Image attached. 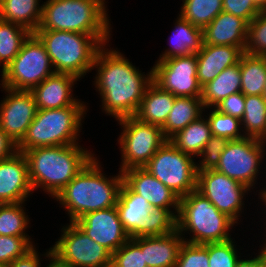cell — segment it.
<instances>
[{
	"instance_id": "obj_7",
	"label": "cell",
	"mask_w": 266,
	"mask_h": 267,
	"mask_svg": "<svg viewBox=\"0 0 266 267\" xmlns=\"http://www.w3.org/2000/svg\"><path fill=\"white\" fill-rule=\"evenodd\" d=\"M43 42L55 73L84 77L102 45L90 34L59 30H36Z\"/></svg>"
},
{
	"instance_id": "obj_11",
	"label": "cell",
	"mask_w": 266,
	"mask_h": 267,
	"mask_svg": "<svg viewBox=\"0 0 266 267\" xmlns=\"http://www.w3.org/2000/svg\"><path fill=\"white\" fill-rule=\"evenodd\" d=\"M265 147V141L251 137L231 140L221 153L215 170L253 189L260 175L258 169L262 167Z\"/></svg>"
},
{
	"instance_id": "obj_46",
	"label": "cell",
	"mask_w": 266,
	"mask_h": 267,
	"mask_svg": "<svg viewBox=\"0 0 266 267\" xmlns=\"http://www.w3.org/2000/svg\"><path fill=\"white\" fill-rule=\"evenodd\" d=\"M17 151V145L0 128V161L9 158Z\"/></svg>"
},
{
	"instance_id": "obj_43",
	"label": "cell",
	"mask_w": 266,
	"mask_h": 267,
	"mask_svg": "<svg viewBox=\"0 0 266 267\" xmlns=\"http://www.w3.org/2000/svg\"><path fill=\"white\" fill-rule=\"evenodd\" d=\"M223 12L241 17L250 23L262 10L254 0H222Z\"/></svg>"
},
{
	"instance_id": "obj_29",
	"label": "cell",
	"mask_w": 266,
	"mask_h": 267,
	"mask_svg": "<svg viewBox=\"0 0 266 267\" xmlns=\"http://www.w3.org/2000/svg\"><path fill=\"white\" fill-rule=\"evenodd\" d=\"M203 116L191 122L169 139L177 149L193 158L200 155L212 135L208 119Z\"/></svg>"
},
{
	"instance_id": "obj_21",
	"label": "cell",
	"mask_w": 266,
	"mask_h": 267,
	"mask_svg": "<svg viewBox=\"0 0 266 267\" xmlns=\"http://www.w3.org/2000/svg\"><path fill=\"white\" fill-rule=\"evenodd\" d=\"M244 51L231 45L203 44L197 56V79L201 87L215 79L225 68L238 64Z\"/></svg>"
},
{
	"instance_id": "obj_20",
	"label": "cell",
	"mask_w": 266,
	"mask_h": 267,
	"mask_svg": "<svg viewBox=\"0 0 266 267\" xmlns=\"http://www.w3.org/2000/svg\"><path fill=\"white\" fill-rule=\"evenodd\" d=\"M248 24L241 17L222 11L203 29V44L231 45L245 51Z\"/></svg>"
},
{
	"instance_id": "obj_38",
	"label": "cell",
	"mask_w": 266,
	"mask_h": 267,
	"mask_svg": "<svg viewBox=\"0 0 266 267\" xmlns=\"http://www.w3.org/2000/svg\"><path fill=\"white\" fill-rule=\"evenodd\" d=\"M111 267H147L144 252L140 249V237L130 238L112 253Z\"/></svg>"
},
{
	"instance_id": "obj_13",
	"label": "cell",
	"mask_w": 266,
	"mask_h": 267,
	"mask_svg": "<svg viewBox=\"0 0 266 267\" xmlns=\"http://www.w3.org/2000/svg\"><path fill=\"white\" fill-rule=\"evenodd\" d=\"M236 224L244 210V197L251 189L215 169L197 171V189ZM241 212V213H240Z\"/></svg>"
},
{
	"instance_id": "obj_53",
	"label": "cell",
	"mask_w": 266,
	"mask_h": 267,
	"mask_svg": "<svg viewBox=\"0 0 266 267\" xmlns=\"http://www.w3.org/2000/svg\"><path fill=\"white\" fill-rule=\"evenodd\" d=\"M266 99V85H265V92H264V95H263Z\"/></svg>"
},
{
	"instance_id": "obj_8",
	"label": "cell",
	"mask_w": 266,
	"mask_h": 267,
	"mask_svg": "<svg viewBox=\"0 0 266 267\" xmlns=\"http://www.w3.org/2000/svg\"><path fill=\"white\" fill-rule=\"evenodd\" d=\"M1 73L0 86L31 91L55 71L43 42L31 33L17 56Z\"/></svg>"
},
{
	"instance_id": "obj_49",
	"label": "cell",
	"mask_w": 266,
	"mask_h": 267,
	"mask_svg": "<svg viewBox=\"0 0 266 267\" xmlns=\"http://www.w3.org/2000/svg\"><path fill=\"white\" fill-rule=\"evenodd\" d=\"M259 191L260 192H258L259 193L258 195H259V197L261 199L260 201L264 203V204L263 203H261V204H262V206L265 205V209L264 210H266V187L264 186V188L259 190Z\"/></svg>"
},
{
	"instance_id": "obj_45",
	"label": "cell",
	"mask_w": 266,
	"mask_h": 267,
	"mask_svg": "<svg viewBox=\"0 0 266 267\" xmlns=\"http://www.w3.org/2000/svg\"><path fill=\"white\" fill-rule=\"evenodd\" d=\"M34 246L22 257L14 260L8 267H41L42 258L39 257L38 251Z\"/></svg>"
},
{
	"instance_id": "obj_37",
	"label": "cell",
	"mask_w": 266,
	"mask_h": 267,
	"mask_svg": "<svg viewBox=\"0 0 266 267\" xmlns=\"http://www.w3.org/2000/svg\"><path fill=\"white\" fill-rule=\"evenodd\" d=\"M176 230V217L166 208L151 207L146 216L144 236H161Z\"/></svg>"
},
{
	"instance_id": "obj_41",
	"label": "cell",
	"mask_w": 266,
	"mask_h": 267,
	"mask_svg": "<svg viewBox=\"0 0 266 267\" xmlns=\"http://www.w3.org/2000/svg\"><path fill=\"white\" fill-rule=\"evenodd\" d=\"M234 243L232 238L224 242L209 243V267H235L240 256Z\"/></svg>"
},
{
	"instance_id": "obj_42",
	"label": "cell",
	"mask_w": 266,
	"mask_h": 267,
	"mask_svg": "<svg viewBox=\"0 0 266 267\" xmlns=\"http://www.w3.org/2000/svg\"><path fill=\"white\" fill-rule=\"evenodd\" d=\"M230 140L227 138L211 135L205 147L199 155L202 160L196 162L197 171L215 169L220 162L221 153L226 148Z\"/></svg>"
},
{
	"instance_id": "obj_17",
	"label": "cell",
	"mask_w": 266,
	"mask_h": 267,
	"mask_svg": "<svg viewBox=\"0 0 266 267\" xmlns=\"http://www.w3.org/2000/svg\"><path fill=\"white\" fill-rule=\"evenodd\" d=\"M122 175L123 182L133 192L143 196L150 203L151 207L166 208L177 218L180 197L145 168H129L122 171Z\"/></svg>"
},
{
	"instance_id": "obj_28",
	"label": "cell",
	"mask_w": 266,
	"mask_h": 267,
	"mask_svg": "<svg viewBox=\"0 0 266 267\" xmlns=\"http://www.w3.org/2000/svg\"><path fill=\"white\" fill-rule=\"evenodd\" d=\"M41 0H3L0 19L21 25L34 33L41 22Z\"/></svg>"
},
{
	"instance_id": "obj_51",
	"label": "cell",
	"mask_w": 266,
	"mask_h": 267,
	"mask_svg": "<svg viewBox=\"0 0 266 267\" xmlns=\"http://www.w3.org/2000/svg\"><path fill=\"white\" fill-rule=\"evenodd\" d=\"M265 241H266V239H265ZM262 249H260L261 251V254H262V256H263V258H264V261H265V266H266V243H264V245H263V247H261Z\"/></svg>"
},
{
	"instance_id": "obj_44",
	"label": "cell",
	"mask_w": 266,
	"mask_h": 267,
	"mask_svg": "<svg viewBox=\"0 0 266 267\" xmlns=\"http://www.w3.org/2000/svg\"><path fill=\"white\" fill-rule=\"evenodd\" d=\"M214 108L220 113H225L241 120L245 110V95L242 92L232 94Z\"/></svg>"
},
{
	"instance_id": "obj_47",
	"label": "cell",
	"mask_w": 266,
	"mask_h": 267,
	"mask_svg": "<svg viewBox=\"0 0 266 267\" xmlns=\"http://www.w3.org/2000/svg\"><path fill=\"white\" fill-rule=\"evenodd\" d=\"M235 267H266L264 258L261 254V252L254 256V258L251 259H239L235 265Z\"/></svg>"
},
{
	"instance_id": "obj_14",
	"label": "cell",
	"mask_w": 266,
	"mask_h": 267,
	"mask_svg": "<svg viewBox=\"0 0 266 267\" xmlns=\"http://www.w3.org/2000/svg\"><path fill=\"white\" fill-rule=\"evenodd\" d=\"M153 81L176 97L201 98L202 87L197 79V56H176L155 62Z\"/></svg>"
},
{
	"instance_id": "obj_40",
	"label": "cell",
	"mask_w": 266,
	"mask_h": 267,
	"mask_svg": "<svg viewBox=\"0 0 266 267\" xmlns=\"http://www.w3.org/2000/svg\"><path fill=\"white\" fill-rule=\"evenodd\" d=\"M209 243L193 244L183 242L175 267H209Z\"/></svg>"
},
{
	"instance_id": "obj_19",
	"label": "cell",
	"mask_w": 266,
	"mask_h": 267,
	"mask_svg": "<svg viewBox=\"0 0 266 267\" xmlns=\"http://www.w3.org/2000/svg\"><path fill=\"white\" fill-rule=\"evenodd\" d=\"M79 78L67 73H54L31 92L38 109H59L71 105H85L73 96V86Z\"/></svg>"
},
{
	"instance_id": "obj_31",
	"label": "cell",
	"mask_w": 266,
	"mask_h": 267,
	"mask_svg": "<svg viewBox=\"0 0 266 267\" xmlns=\"http://www.w3.org/2000/svg\"><path fill=\"white\" fill-rule=\"evenodd\" d=\"M241 126L246 137L266 142V99L263 95L245 96Z\"/></svg>"
},
{
	"instance_id": "obj_48",
	"label": "cell",
	"mask_w": 266,
	"mask_h": 267,
	"mask_svg": "<svg viewBox=\"0 0 266 267\" xmlns=\"http://www.w3.org/2000/svg\"><path fill=\"white\" fill-rule=\"evenodd\" d=\"M46 251L47 252L43 256L48 258L46 260H49L50 262L46 265L47 267H71L68 263L62 261L54 252H52L51 248Z\"/></svg>"
},
{
	"instance_id": "obj_36",
	"label": "cell",
	"mask_w": 266,
	"mask_h": 267,
	"mask_svg": "<svg viewBox=\"0 0 266 267\" xmlns=\"http://www.w3.org/2000/svg\"><path fill=\"white\" fill-rule=\"evenodd\" d=\"M30 236L0 235V266L8 267L14 260L25 255L35 245Z\"/></svg>"
},
{
	"instance_id": "obj_26",
	"label": "cell",
	"mask_w": 266,
	"mask_h": 267,
	"mask_svg": "<svg viewBox=\"0 0 266 267\" xmlns=\"http://www.w3.org/2000/svg\"><path fill=\"white\" fill-rule=\"evenodd\" d=\"M240 61L225 68L215 79L202 87L201 100L204 109L214 108L226 97L241 92Z\"/></svg>"
},
{
	"instance_id": "obj_24",
	"label": "cell",
	"mask_w": 266,
	"mask_h": 267,
	"mask_svg": "<svg viewBox=\"0 0 266 267\" xmlns=\"http://www.w3.org/2000/svg\"><path fill=\"white\" fill-rule=\"evenodd\" d=\"M176 96L154 81L148 86L134 117L140 122L162 126L172 110Z\"/></svg>"
},
{
	"instance_id": "obj_34",
	"label": "cell",
	"mask_w": 266,
	"mask_h": 267,
	"mask_svg": "<svg viewBox=\"0 0 266 267\" xmlns=\"http://www.w3.org/2000/svg\"><path fill=\"white\" fill-rule=\"evenodd\" d=\"M21 203L0 204V235L29 236L26 233L30 218Z\"/></svg>"
},
{
	"instance_id": "obj_9",
	"label": "cell",
	"mask_w": 266,
	"mask_h": 267,
	"mask_svg": "<svg viewBox=\"0 0 266 267\" xmlns=\"http://www.w3.org/2000/svg\"><path fill=\"white\" fill-rule=\"evenodd\" d=\"M167 140L143 166L180 198L197 189V164Z\"/></svg>"
},
{
	"instance_id": "obj_3",
	"label": "cell",
	"mask_w": 266,
	"mask_h": 267,
	"mask_svg": "<svg viewBox=\"0 0 266 267\" xmlns=\"http://www.w3.org/2000/svg\"><path fill=\"white\" fill-rule=\"evenodd\" d=\"M101 164L94 157L56 196L65 208L70 222L86 213L116 206L123 184V175L107 178Z\"/></svg>"
},
{
	"instance_id": "obj_33",
	"label": "cell",
	"mask_w": 266,
	"mask_h": 267,
	"mask_svg": "<svg viewBox=\"0 0 266 267\" xmlns=\"http://www.w3.org/2000/svg\"><path fill=\"white\" fill-rule=\"evenodd\" d=\"M182 2L179 15L202 29L223 11L222 0H183Z\"/></svg>"
},
{
	"instance_id": "obj_23",
	"label": "cell",
	"mask_w": 266,
	"mask_h": 267,
	"mask_svg": "<svg viewBox=\"0 0 266 267\" xmlns=\"http://www.w3.org/2000/svg\"><path fill=\"white\" fill-rule=\"evenodd\" d=\"M183 242L177 229L166 235L140 237V249L147 267H175Z\"/></svg>"
},
{
	"instance_id": "obj_30",
	"label": "cell",
	"mask_w": 266,
	"mask_h": 267,
	"mask_svg": "<svg viewBox=\"0 0 266 267\" xmlns=\"http://www.w3.org/2000/svg\"><path fill=\"white\" fill-rule=\"evenodd\" d=\"M241 92L246 95H264L266 85V56L244 52L240 58Z\"/></svg>"
},
{
	"instance_id": "obj_10",
	"label": "cell",
	"mask_w": 266,
	"mask_h": 267,
	"mask_svg": "<svg viewBox=\"0 0 266 267\" xmlns=\"http://www.w3.org/2000/svg\"><path fill=\"white\" fill-rule=\"evenodd\" d=\"M117 121L122 126L121 135L118 137L122 154L120 172L133 167H143L167 141L160 126L140 122L134 116Z\"/></svg>"
},
{
	"instance_id": "obj_15",
	"label": "cell",
	"mask_w": 266,
	"mask_h": 267,
	"mask_svg": "<svg viewBox=\"0 0 266 267\" xmlns=\"http://www.w3.org/2000/svg\"><path fill=\"white\" fill-rule=\"evenodd\" d=\"M2 89L6 95L0 102V128L17 145L25 136L38 108L31 91Z\"/></svg>"
},
{
	"instance_id": "obj_35",
	"label": "cell",
	"mask_w": 266,
	"mask_h": 267,
	"mask_svg": "<svg viewBox=\"0 0 266 267\" xmlns=\"http://www.w3.org/2000/svg\"><path fill=\"white\" fill-rule=\"evenodd\" d=\"M207 115L204 116L208 119L212 135L227 138L230 141L245 137L239 118L220 113L215 108H210V112L209 114L207 113Z\"/></svg>"
},
{
	"instance_id": "obj_32",
	"label": "cell",
	"mask_w": 266,
	"mask_h": 267,
	"mask_svg": "<svg viewBox=\"0 0 266 267\" xmlns=\"http://www.w3.org/2000/svg\"><path fill=\"white\" fill-rule=\"evenodd\" d=\"M31 33L21 25L0 19V66H2V71L17 56L24 41Z\"/></svg>"
},
{
	"instance_id": "obj_16",
	"label": "cell",
	"mask_w": 266,
	"mask_h": 267,
	"mask_svg": "<svg viewBox=\"0 0 266 267\" xmlns=\"http://www.w3.org/2000/svg\"><path fill=\"white\" fill-rule=\"evenodd\" d=\"M75 223L99 245L114 253L130 238L119 219L116 206L92 211L83 215Z\"/></svg>"
},
{
	"instance_id": "obj_27",
	"label": "cell",
	"mask_w": 266,
	"mask_h": 267,
	"mask_svg": "<svg viewBox=\"0 0 266 267\" xmlns=\"http://www.w3.org/2000/svg\"><path fill=\"white\" fill-rule=\"evenodd\" d=\"M204 111L201 98L176 97L172 110L161 126L164 137L169 140L178 131L196 121Z\"/></svg>"
},
{
	"instance_id": "obj_5",
	"label": "cell",
	"mask_w": 266,
	"mask_h": 267,
	"mask_svg": "<svg viewBox=\"0 0 266 267\" xmlns=\"http://www.w3.org/2000/svg\"><path fill=\"white\" fill-rule=\"evenodd\" d=\"M236 223L223 214L197 190L180 198L176 229L183 237L187 232L190 239L185 242L207 244L231 239V229ZM190 232V233H189Z\"/></svg>"
},
{
	"instance_id": "obj_12",
	"label": "cell",
	"mask_w": 266,
	"mask_h": 267,
	"mask_svg": "<svg viewBox=\"0 0 266 267\" xmlns=\"http://www.w3.org/2000/svg\"><path fill=\"white\" fill-rule=\"evenodd\" d=\"M60 238L51 247L71 267H111L112 253L92 240L75 222L61 229Z\"/></svg>"
},
{
	"instance_id": "obj_22",
	"label": "cell",
	"mask_w": 266,
	"mask_h": 267,
	"mask_svg": "<svg viewBox=\"0 0 266 267\" xmlns=\"http://www.w3.org/2000/svg\"><path fill=\"white\" fill-rule=\"evenodd\" d=\"M119 219L129 238L144 237L146 216L151 210L150 203L133 192L124 182L116 204Z\"/></svg>"
},
{
	"instance_id": "obj_18",
	"label": "cell",
	"mask_w": 266,
	"mask_h": 267,
	"mask_svg": "<svg viewBox=\"0 0 266 267\" xmlns=\"http://www.w3.org/2000/svg\"><path fill=\"white\" fill-rule=\"evenodd\" d=\"M33 192L22 152L0 161V204L25 202Z\"/></svg>"
},
{
	"instance_id": "obj_2",
	"label": "cell",
	"mask_w": 266,
	"mask_h": 267,
	"mask_svg": "<svg viewBox=\"0 0 266 267\" xmlns=\"http://www.w3.org/2000/svg\"><path fill=\"white\" fill-rule=\"evenodd\" d=\"M31 187L54 198L93 158L79 143L37 147L23 152Z\"/></svg>"
},
{
	"instance_id": "obj_1",
	"label": "cell",
	"mask_w": 266,
	"mask_h": 267,
	"mask_svg": "<svg viewBox=\"0 0 266 267\" xmlns=\"http://www.w3.org/2000/svg\"><path fill=\"white\" fill-rule=\"evenodd\" d=\"M103 45L97 52L95 90L102 99V110L118 120L135 116L148 86L153 82V68L145 75L127 57Z\"/></svg>"
},
{
	"instance_id": "obj_25",
	"label": "cell",
	"mask_w": 266,
	"mask_h": 267,
	"mask_svg": "<svg viewBox=\"0 0 266 267\" xmlns=\"http://www.w3.org/2000/svg\"><path fill=\"white\" fill-rule=\"evenodd\" d=\"M174 24L175 29L171 36L170 48L165 49L157 61L176 56L197 54L201 51L203 45V29L184 20L180 15Z\"/></svg>"
},
{
	"instance_id": "obj_6",
	"label": "cell",
	"mask_w": 266,
	"mask_h": 267,
	"mask_svg": "<svg viewBox=\"0 0 266 267\" xmlns=\"http://www.w3.org/2000/svg\"><path fill=\"white\" fill-rule=\"evenodd\" d=\"M87 107L71 105L59 109H38L25 136L17 144V151L23 153L37 147L80 143L79 133Z\"/></svg>"
},
{
	"instance_id": "obj_52",
	"label": "cell",
	"mask_w": 266,
	"mask_h": 267,
	"mask_svg": "<svg viewBox=\"0 0 266 267\" xmlns=\"http://www.w3.org/2000/svg\"><path fill=\"white\" fill-rule=\"evenodd\" d=\"M2 3H3V0H0V11H1V8H2Z\"/></svg>"
},
{
	"instance_id": "obj_39",
	"label": "cell",
	"mask_w": 266,
	"mask_h": 267,
	"mask_svg": "<svg viewBox=\"0 0 266 267\" xmlns=\"http://www.w3.org/2000/svg\"><path fill=\"white\" fill-rule=\"evenodd\" d=\"M251 55L266 56V9L248 24V35L245 51Z\"/></svg>"
},
{
	"instance_id": "obj_50",
	"label": "cell",
	"mask_w": 266,
	"mask_h": 267,
	"mask_svg": "<svg viewBox=\"0 0 266 267\" xmlns=\"http://www.w3.org/2000/svg\"><path fill=\"white\" fill-rule=\"evenodd\" d=\"M261 9H266V0H254Z\"/></svg>"
},
{
	"instance_id": "obj_4",
	"label": "cell",
	"mask_w": 266,
	"mask_h": 267,
	"mask_svg": "<svg viewBox=\"0 0 266 267\" xmlns=\"http://www.w3.org/2000/svg\"><path fill=\"white\" fill-rule=\"evenodd\" d=\"M105 0H47L37 30L90 34L102 46L111 39V24Z\"/></svg>"
}]
</instances>
